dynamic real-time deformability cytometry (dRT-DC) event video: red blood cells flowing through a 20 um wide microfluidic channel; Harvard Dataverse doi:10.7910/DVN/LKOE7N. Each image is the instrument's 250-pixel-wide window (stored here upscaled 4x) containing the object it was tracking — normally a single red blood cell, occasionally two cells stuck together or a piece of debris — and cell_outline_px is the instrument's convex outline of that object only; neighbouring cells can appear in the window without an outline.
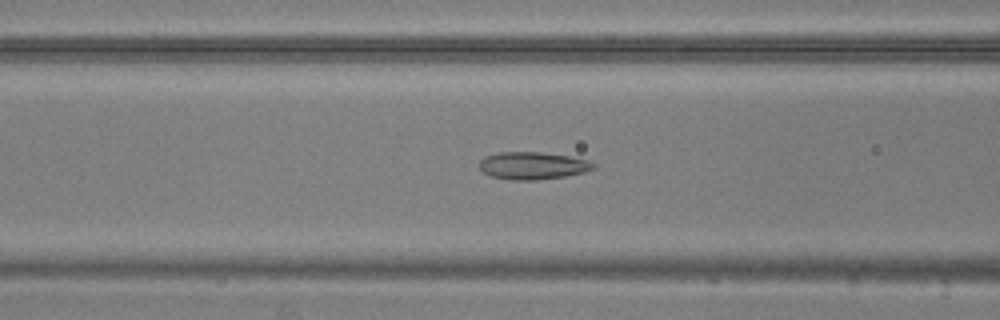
{"species": "common noctule bat (a hibernating species)", "species_latin": "Nyctalus noctula", "temperature_condition": "warm", "stored_images_in_passage": 53, "camera_frame_rate_fps": 3000, "um_per_image_px": 0.085, "animal": {"sex": "male", "body_mass_g": 20.5, "forearm_length_mm": 52.5}, "frame": {"image": 1, "passage_image": 20, "time_ms": 6.333, "image_size_px": [1000, 320], "cell_outline_px": [[596, 168], [584, 172], [564, 176], [536, 180], [512, 180], [492, 176], [484, 172], [480, 168], [480, 160], [484, 156], [500, 152], [540, 152], [568, 156], [588, 160], [596, 164]], "centroid_in_image_um": [45.29, 14.07], "position_along_channel_um": 121.3, "area_um2": 18.15}}
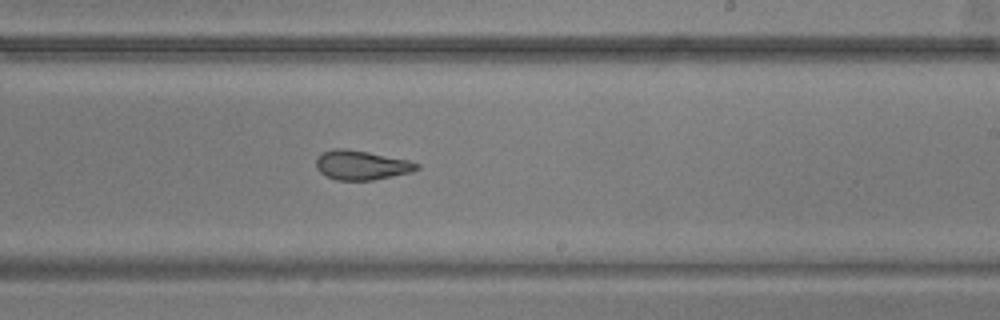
{"frame": {"image": 2, "passage_image": 31, "time_ms": 10.0, "image_size_px": [1000, 320], "cell_outline_px": [[420, 168], [412, 172], [372, 180], [336, 180], [320, 172], [316, 168], [316, 160], [324, 152], [332, 148], [344, 148], [368, 152], [408, 160], [420, 164]], "centroid_in_image_um": [30.74, 14.03], "position_along_channel_um": 258.3, "area_um2": 17.11}}
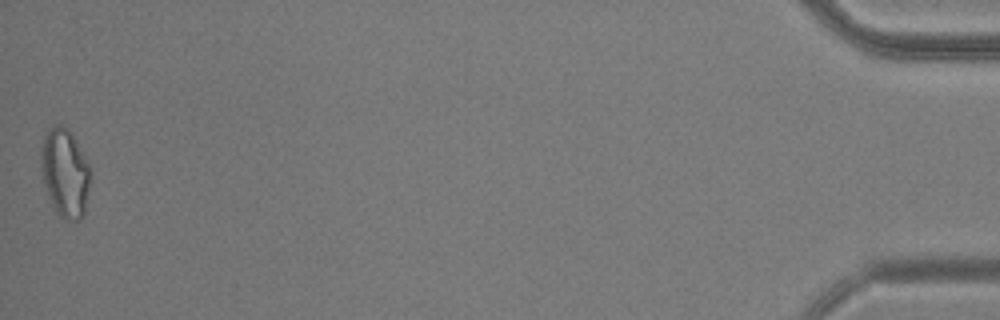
{"frame": {"image": 3, "passage_image": 53, "time_ms": 17.333, "image_size_px": [1000, 320], "cell_outline_px": [[92, 168], [84, 212], [80, 220], [72, 220], [60, 216], [56, 212], [48, 196], [40, 164], [40, 148], [44, 136], [48, 128], [56, 124], [60, 124], [68, 128], [76, 140]], "centroid_in_image_um": [5.52, 14.63], "position_along_channel_um": 429.7, "area_um2": 25.61}, "authors_computed_cell_mechanics": {"area_um2": 19.363, "velocity_mm_per_s": 3.732, "shape_relaxation_time_tau1_ms": null, "shape_relaxation_time_tau2_ms": 1.8533, "deformation_change_tau1": null, "deformation_change_tau2": 0.0935}}